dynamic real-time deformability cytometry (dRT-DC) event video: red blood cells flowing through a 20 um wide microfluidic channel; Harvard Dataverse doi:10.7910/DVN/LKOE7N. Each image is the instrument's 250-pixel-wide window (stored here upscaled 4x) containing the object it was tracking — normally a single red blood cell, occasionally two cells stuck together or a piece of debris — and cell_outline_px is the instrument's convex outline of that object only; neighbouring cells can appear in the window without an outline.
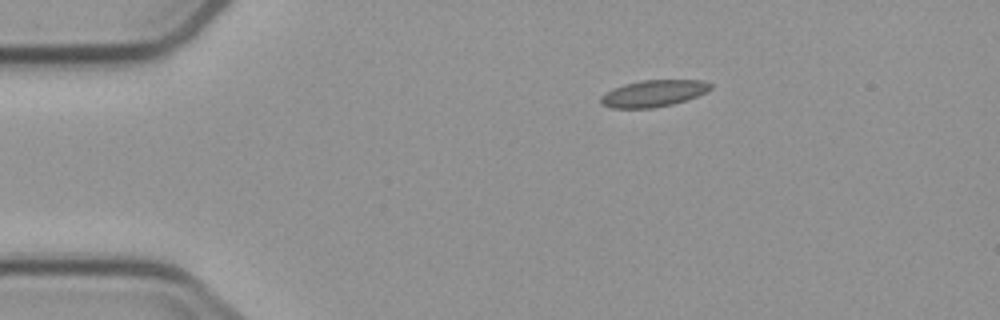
{"species": "common noctule bat (a hibernating species)", "species_latin": "Nyctalus noctula", "temperature_condition": "cold", "stored_images_in_passage": 4, "camera_frame_rate_fps": 3000, "um_per_image_px": 0.085, "animal": {"sex": "male", "body_mass_g": 23.1, "forearm_length_mm": 52.7}, "frame": {"image": 1, "passage_image": 1, "time_ms": 0.0, "image_size_px": [1000, 320], "cell_outline_px": [[712, 88], [708, 92], [688, 100], [672, 104], [652, 108], [612, 108], [600, 104], [600, 96], [612, 88], [624, 84], [640, 80], [704, 80], [712, 84]], "centroid_in_image_um": [55.56, 7.93], "position_along_channel_um": 29.4, "area_um2": 17.34}}
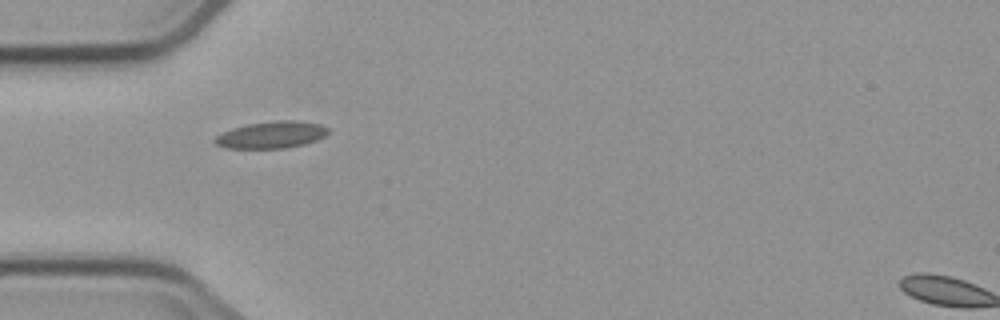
{"frame": {"image": 2, "passage_image": 3, "time_ms": 2.333, "image_size_px": [1000, 320], "cell_outline_px": [[328, 132], [324, 136], [316, 140], [304, 144], [284, 148], [224, 148], [216, 144], [212, 140], [216, 136], [232, 128], [248, 124], [272, 120], [292, 120], [320, 124], [328, 128]], "centroid_in_image_um": [23.05, 11.46], "position_along_channel_um": 62.0, "area_um2": 17.69}}
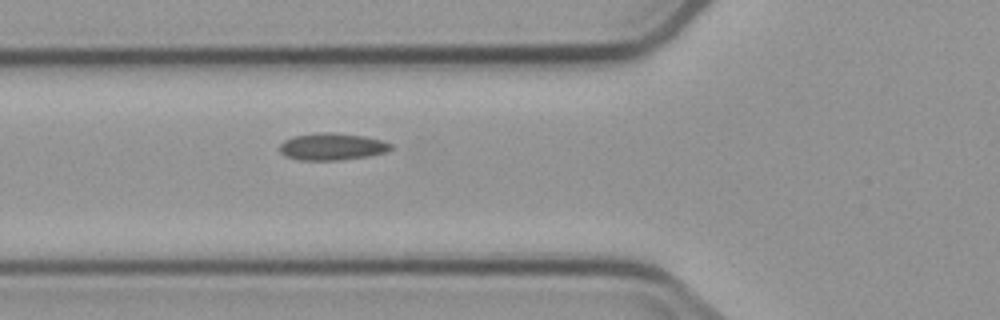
{"frame": {"image": 3, "passage_image": 4, "time_ms": 3.333, "image_size_px": [1000, 320], "cell_outline_px": [[392, 148], [388, 152], [368, 156], [336, 160], [300, 160], [284, 156], [280, 152], [280, 144], [284, 140], [292, 136], [316, 132], [332, 132], [364, 136], [380, 140], [392, 144]], "centroid_in_image_um": [28.2, 12.45], "position_along_channel_um": 97.6, "area_um2": 17.63}}